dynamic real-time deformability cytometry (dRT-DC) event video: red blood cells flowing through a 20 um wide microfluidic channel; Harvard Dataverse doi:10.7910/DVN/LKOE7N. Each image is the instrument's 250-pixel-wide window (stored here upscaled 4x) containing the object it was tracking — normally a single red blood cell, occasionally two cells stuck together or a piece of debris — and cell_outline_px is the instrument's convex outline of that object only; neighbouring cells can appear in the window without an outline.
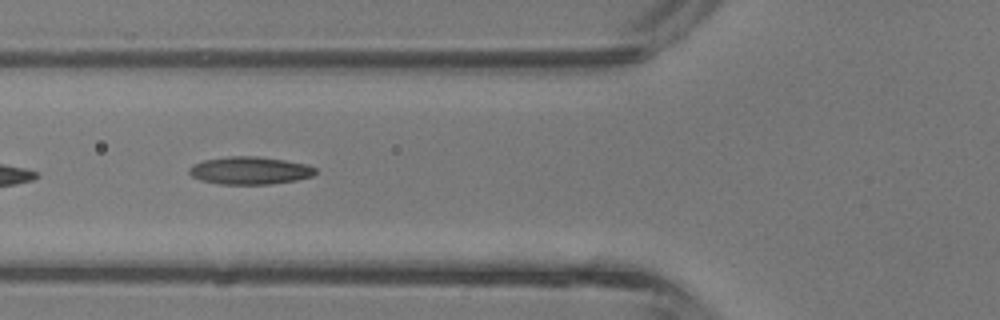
{"species": "common noctule bat (a hibernating species)", "species_latin": "Nyctalus noctula", "temperature_condition": "room temperature", "stored_images_in_passage": 5, "camera_frame_rate_fps": 3000, "um_per_image_px": 0.085, "animal": {"sex": "male", "body_mass_g": 13.3}, "frame": {"image": 1, "passage_image": 5, "time_ms": 1.333, "image_size_px": [1000, 320], "cell_outline_px": [[316, 172], [312, 176], [296, 180], [268, 184], [220, 184], [200, 180], [192, 176], [188, 172], [188, 168], [192, 164], [204, 160], [228, 156], [260, 156], [308, 164], [316, 168]], "centroid_in_image_um": [21.22, 14.48], "position_along_channel_um": 104.6, "area_um2": 20.46}}